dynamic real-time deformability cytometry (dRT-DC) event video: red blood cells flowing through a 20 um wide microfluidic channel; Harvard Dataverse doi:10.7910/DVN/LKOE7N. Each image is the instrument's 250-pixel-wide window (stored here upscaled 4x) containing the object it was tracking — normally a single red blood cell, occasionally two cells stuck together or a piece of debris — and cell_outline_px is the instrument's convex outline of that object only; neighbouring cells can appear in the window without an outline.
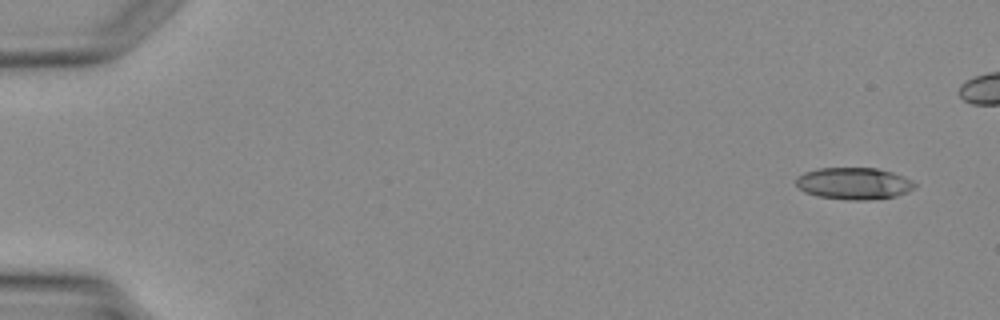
{"species": "Egyptian fruit bat (a non-hibernating species)", "species_latin": "Rousettus aegyptiacus", "temperature_condition": "warm", "stored_images_in_passage": 5, "camera_frame_rate_fps": 3000, "um_per_image_px": 0.085, "animal": {"sex": "female"}, "frame": {"image": 1, "passage_image": 1, "time_ms": 0.0, "image_size_px": [1000, 320], "cell_outline_px": [[916, 184], [908, 192], [896, 196], [868, 200], [848, 200], [816, 196], [804, 192], [796, 184], [796, 176], [804, 172], [816, 168], [876, 168], [892, 172], [904, 176], [912, 180]], "centroid_in_image_um": [72.55, 15.59], "position_along_channel_um": 12.4, "area_um2": 22.2}}
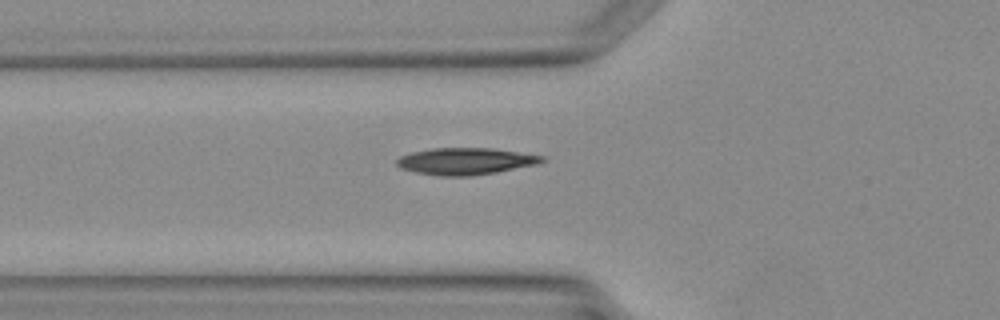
{"frame": {"image": 2, "passage_image": 5, "time_ms": 6.0, "image_size_px": [1000, 320], "cell_outline_px": [[544, 160], [536, 164], [496, 172], [468, 176], [440, 176], [416, 172], [400, 168], [396, 164], [396, 160], [400, 156], [412, 152], [432, 148], [488, 148], [544, 156]], "centroid_in_image_um": [39.5, 13.7], "position_along_channel_um": 86.3, "area_um2": 22.37}}